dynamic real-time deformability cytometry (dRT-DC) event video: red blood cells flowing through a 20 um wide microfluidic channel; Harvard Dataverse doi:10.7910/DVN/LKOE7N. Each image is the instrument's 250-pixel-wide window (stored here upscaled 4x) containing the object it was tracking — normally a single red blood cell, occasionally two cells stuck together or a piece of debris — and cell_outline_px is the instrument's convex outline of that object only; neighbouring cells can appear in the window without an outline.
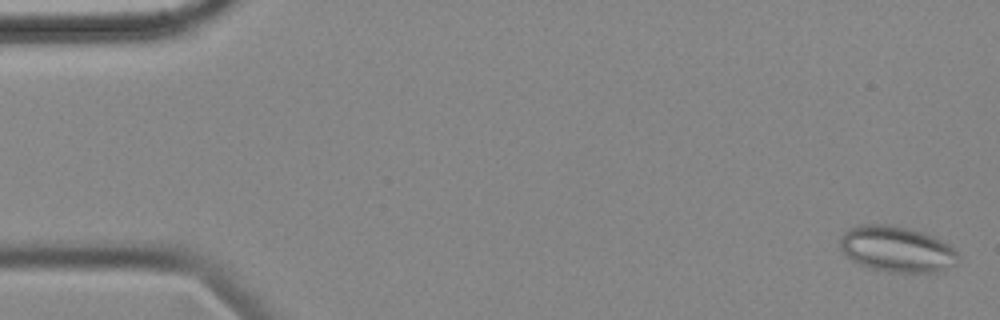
{"species": "common noctule bat (a hibernating species)", "species_latin": "Nyctalus noctula", "temperature_condition": "cold", "stored_images_in_passage": 57, "camera_frame_rate_fps": 3000, "um_per_image_px": 0.085, "animal": {"sex": "female", "body_mass_g": 18.4}, "frame": {"image": 1, "passage_image": 2, "time_ms": 0.333, "image_size_px": [1000, 320], "cell_outline_px": [[960, 260], [956, 264], [940, 272], [888, 272], [868, 268], [852, 260], [840, 248], [840, 240], [844, 232], [860, 224], [884, 224], [904, 228], [920, 232], [932, 236], [948, 244], [960, 256]], "centroid_in_image_um": [76.24, 21.2], "position_along_channel_um": 8.8, "area_um2": 31.33}}
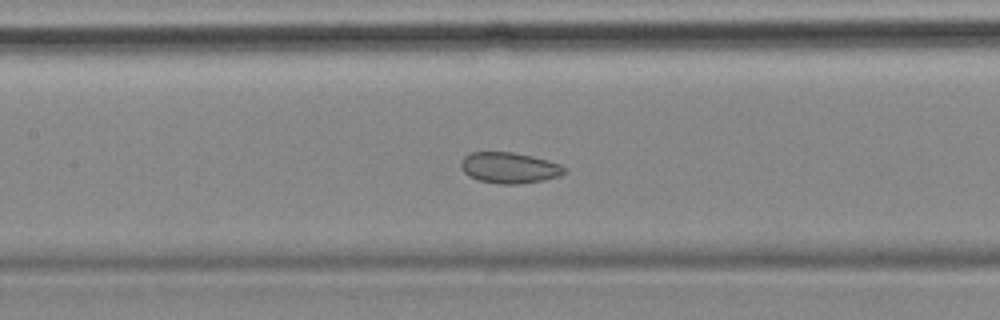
{"frame": {"image": 2, "passage_image": 26, "time_ms": 8.333, "image_size_px": [1000, 320], "cell_outline_px": [[568, 172], [560, 176], [544, 180], [516, 184], [500, 184], [480, 180], [468, 176], [460, 168], [460, 160], [464, 156], [472, 152], [512, 152], [532, 156], [548, 160], [560, 164], [568, 168]], "centroid_in_image_um": [43.31, 14.26], "position_along_channel_um": 164.1, "area_um2": 18.84}}
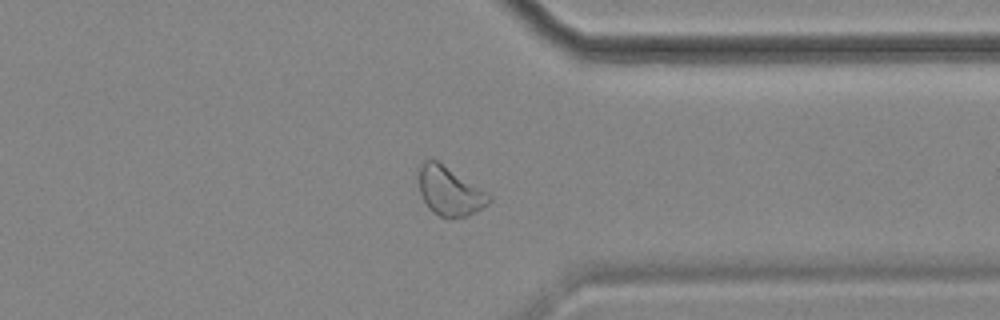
{"frame": {"image": 3, "passage_image": 44, "time_ms": 14.333, "image_size_px": [1000, 320], "cell_outline_px": [[492, 200], [488, 204], [464, 216], [448, 220], [432, 212], [428, 208], [420, 192], [416, 168], [424, 160], [432, 156], [488, 192], [492, 196]], "centroid_in_image_um": [38.17, 16.19], "position_along_channel_um": 373.2, "area_um2": 20.63}, "authors_computed_cell_mechanics": {"area_um2": 21.8484, "velocity_mm_per_s": 3.545, "shape_relaxation_time_tau1_ms": null, "shape_relaxation_time_tau2_ms": 3.0485, "deformation_change_tau1": null, "deformation_change_tau2": 0.067}}